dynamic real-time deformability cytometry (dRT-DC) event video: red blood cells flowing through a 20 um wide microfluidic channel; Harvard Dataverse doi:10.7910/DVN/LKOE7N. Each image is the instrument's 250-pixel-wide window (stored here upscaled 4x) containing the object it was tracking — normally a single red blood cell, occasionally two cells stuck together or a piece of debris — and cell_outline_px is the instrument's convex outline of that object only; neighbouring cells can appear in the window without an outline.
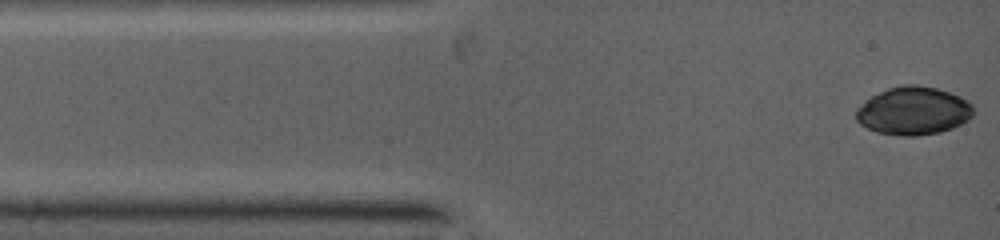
{"species": "common noctule bat (a hibernating species)", "species_latin": "Nyctalus noctula", "temperature_condition": "warm", "stored_images_in_passage": 31, "camera_frame_rate_fps": 5000, "um_per_image_px": 0.085, "animal": {"sex": "female", "body_mass_g": 19.0, "forearm_length_mm": 53.3}, "frame": {"image": 1, "passage_image": 1, "time_ms": 0.0, "image_size_px": [1000, 240], "cell_outline_px": [[976, 108], [972, 116], [968, 120], [952, 128], [940, 132], [916, 136], [904, 136], [880, 132], [868, 128], [860, 124], [856, 120], [856, 108], [864, 100], [888, 88], [900, 84], [916, 84], [936, 88], [960, 96], [968, 100]], "centroid_in_image_um": [77.66, 9.41], "position_along_channel_um": 7.3, "area_um2": 33.06}}